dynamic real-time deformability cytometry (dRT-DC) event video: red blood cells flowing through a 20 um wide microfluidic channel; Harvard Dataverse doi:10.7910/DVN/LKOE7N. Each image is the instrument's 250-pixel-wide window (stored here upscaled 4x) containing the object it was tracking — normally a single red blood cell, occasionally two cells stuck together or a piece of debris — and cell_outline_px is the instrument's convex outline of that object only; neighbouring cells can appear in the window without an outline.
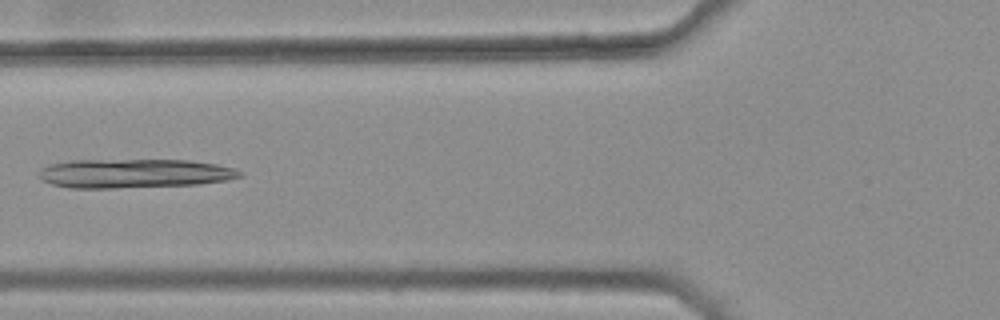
{"species": "common noctule bat (a hibernating species)", "species_latin": "Nyctalus noctula", "temperature_condition": "warm", "stored_images_in_passage": 4, "camera_frame_rate_fps": 3000, "um_per_image_px": 0.085, "animal": {"sex": "female", "body_mass_g": 25.1}, "frame": {"image": 1, "passage_image": 3, "time_ms": 0.667, "image_size_px": [1000, 320], "cell_outline_px": [[244, 176], [228, 180], [200, 184], [116, 188], [72, 188], [52, 184], [44, 180], [40, 176], [40, 172], [48, 164], [72, 160], [188, 160], [216, 164], [236, 168], [244, 172]], "centroid_in_image_um": [11.5, 14.74], "position_along_channel_um": 114.3, "area_um2": 34.1}}
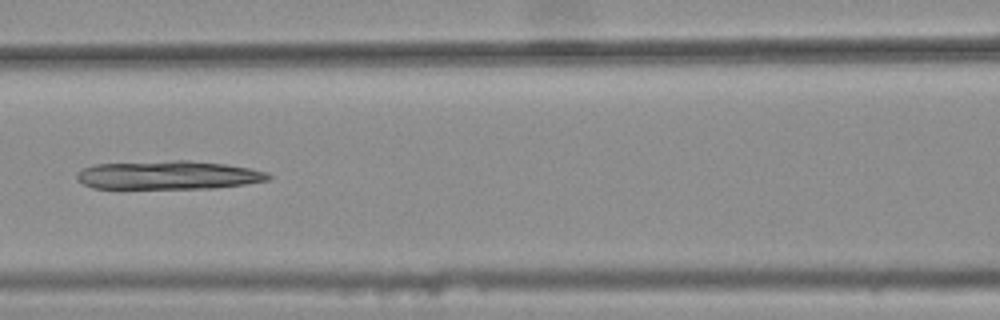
{"frame": {"image": 2, "passage_image": 4, "time_ms": 1.0, "image_size_px": [1000, 320], "cell_outline_px": [[272, 176], [268, 180], [248, 184], [216, 188], [92, 188], [76, 180], [76, 172], [80, 168], [92, 164], [172, 160], [188, 160], [224, 164], [248, 168], [268, 172]], "centroid_in_image_um": [14.27, 14.88], "position_along_channel_um": 152.3, "area_um2": 32.19}}